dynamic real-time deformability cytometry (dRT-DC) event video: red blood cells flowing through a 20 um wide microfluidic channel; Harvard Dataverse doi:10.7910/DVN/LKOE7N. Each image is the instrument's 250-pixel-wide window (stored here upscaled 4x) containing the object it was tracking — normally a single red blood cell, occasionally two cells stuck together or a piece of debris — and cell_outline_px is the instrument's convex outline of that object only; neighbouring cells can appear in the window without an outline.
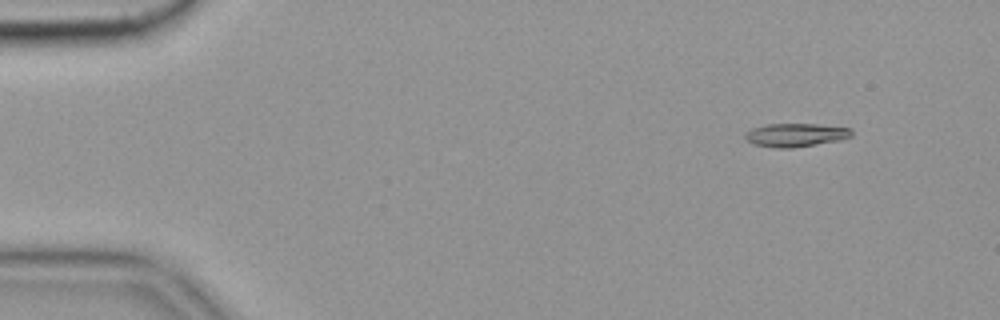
{"species": "common noctule bat (a hibernating species)", "species_latin": "Nyctalus noctula", "temperature_condition": "cold", "stored_images_in_passage": 12, "camera_frame_rate_fps": 3000, "um_per_image_px": 0.085, "animal": {"sex": "female", "body_mass_g": 19.9}, "frame": {"image": 1, "passage_image": 6, "time_ms": 1.667, "image_size_px": [1000, 320], "cell_outline_px": [[852, 136], [840, 140], [792, 148], [776, 148], [752, 144], [744, 140], [744, 136], [752, 128], [768, 124], [816, 124], [852, 128]], "centroid_in_image_um": [67.62, 11.48], "position_along_channel_um": 17.4, "area_um2": 14.57}}